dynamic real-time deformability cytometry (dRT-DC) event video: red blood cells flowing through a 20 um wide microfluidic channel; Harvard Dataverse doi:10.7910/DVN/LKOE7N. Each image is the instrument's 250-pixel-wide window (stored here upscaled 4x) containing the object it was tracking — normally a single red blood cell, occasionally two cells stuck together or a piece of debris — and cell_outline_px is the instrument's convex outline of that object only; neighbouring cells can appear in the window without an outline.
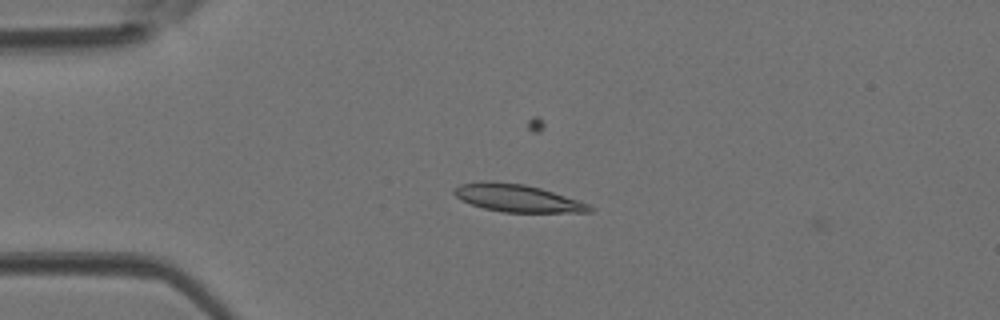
{"species": "Egyptian fruit bat (a non-hibernating species)", "species_latin": "Rousettus aegyptiacus", "temperature_condition": "room temperature", "stored_images_in_passage": 36, "camera_frame_rate_fps": 3000, "um_per_image_px": 0.085, "animal": {"sex": "female"}, "frame": {"image": 1, "passage_image": 2, "time_ms": 0.333, "image_size_px": [1000, 320], "cell_outline_px": [[596, 208], [592, 212], [504, 212], [484, 208], [460, 200], [452, 192], [452, 188], [460, 184], [488, 180], [524, 184], [540, 188], [588, 204]], "centroid_in_image_um": [43.92, 16.83], "position_along_channel_um": 41.1, "area_um2": 21.62}}
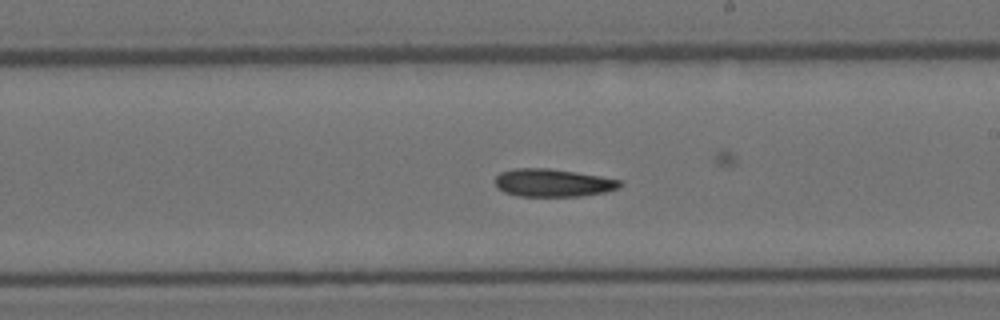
{"frame": {"image": 2, "passage_image": 17, "time_ms": 5.333, "image_size_px": [1000, 320], "cell_outline_px": [[624, 184], [620, 188], [604, 192], [580, 196], [516, 196], [504, 192], [496, 188], [496, 176], [500, 172], [516, 168], [548, 168], [576, 172], [600, 176], [620, 180]], "centroid_in_image_um": [46.99, 15.54], "position_along_channel_um": 242.0, "area_um2": 20.35}}
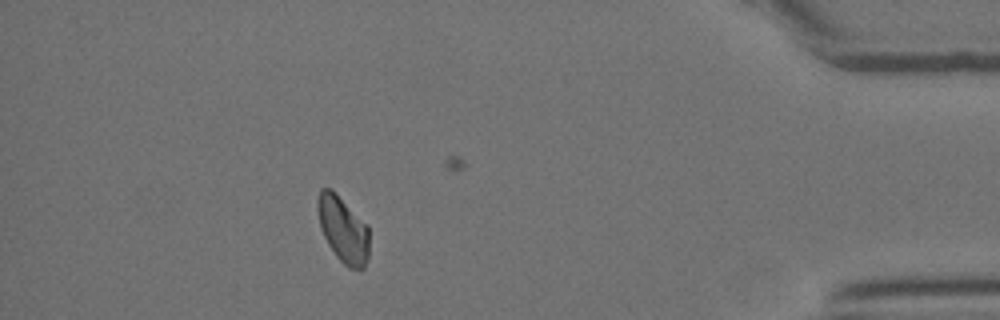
{"frame": {"image": 3, "passage_image": 31, "time_ms": 10.0, "image_size_px": [1000, 320], "cell_outline_px": [[368, 256], [364, 268], [348, 268], [336, 256], [328, 244], [320, 228], [316, 208], [316, 204], [320, 188], [332, 188], [368, 224]], "centroid_in_image_um": [29.14, 19.45], "position_along_channel_um": 406.1, "area_um2": 20.11}}